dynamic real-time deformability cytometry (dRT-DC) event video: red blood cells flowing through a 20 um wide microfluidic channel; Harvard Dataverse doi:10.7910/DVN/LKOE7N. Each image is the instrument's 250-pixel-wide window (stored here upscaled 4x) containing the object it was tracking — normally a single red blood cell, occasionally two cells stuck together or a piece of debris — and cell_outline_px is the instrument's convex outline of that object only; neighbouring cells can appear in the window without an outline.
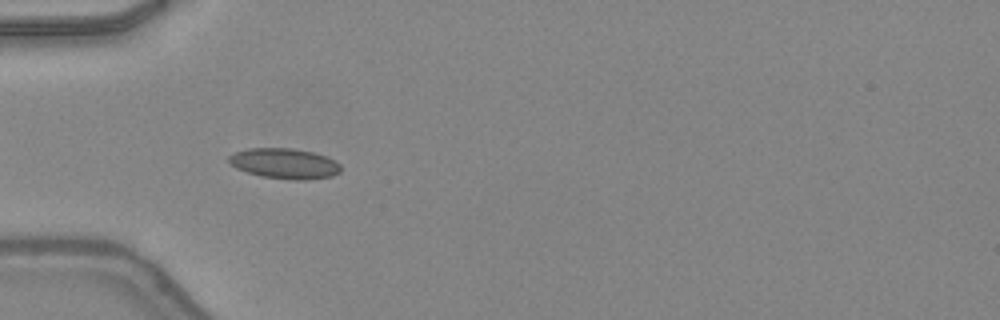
{"species": "common noctule bat (a hibernating species)", "species_latin": "Nyctalus noctula", "temperature_condition": "warm", "stored_images_in_passage": 48, "camera_frame_rate_fps": 3000, "um_per_image_px": 0.085, "animal": {"sex": "female", "body_mass_g": 24.6, "forearm_length_mm": 56.2}, "frame": {"image": 1, "passage_image": 16, "time_ms": 5.0, "image_size_px": [1000, 320], "cell_outline_px": [[340, 172], [332, 176], [304, 180], [296, 180], [260, 176], [236, 168], [228, 160], [228, 156], [236, 152], [248, 148], [292, 148], [312, 152], [324, 156], [340, 164]], "centroid_in_image_um": [24.17, 13.9], "position_along_channel_um": 60.8, "area_um2": 19.59}}
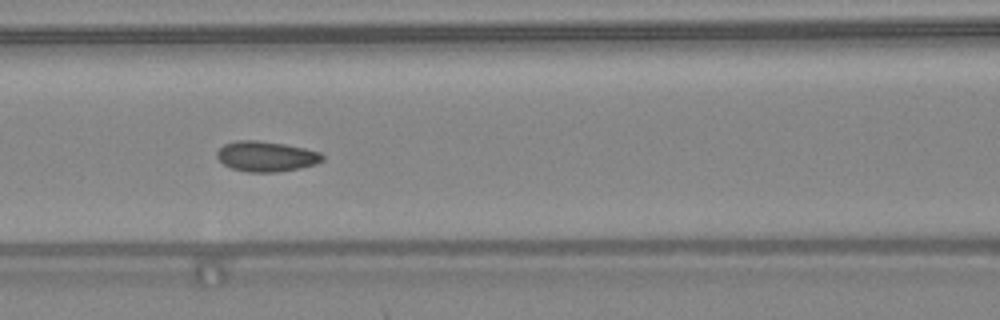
{"frame": {"image": 2, "passage_image": 22, "time_ms": 7.0, "image_size_px": [1000, 320], "cell_outline_px": [[324, 160], [316, 164], [300, 168], [276, 172], [248, 172], [232, 168], [224, 164], [216, 156], [216, 152], [224, 144], [236, 140], [256, 140], [284, 144], [304, 148], [320, 152], [324, 156]], "centroid_in_image_um": [22.63, 13.29], "position_along_channel_um": 144.0, "area_um2": 18.61}}
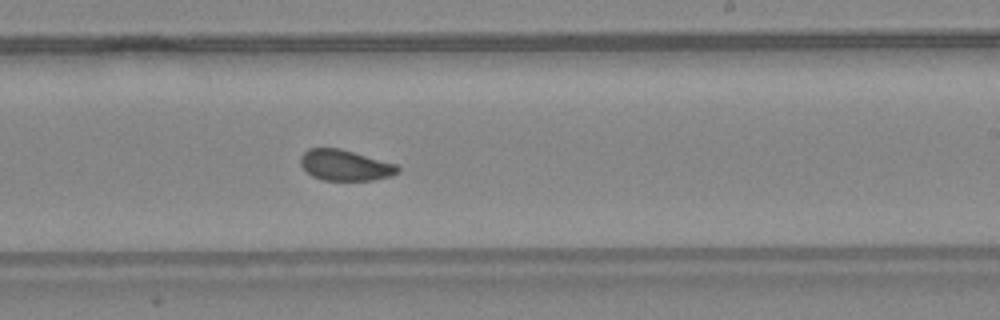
{"frame": {"image": 3, "passage_image": 30, "time_ms": 9.667, "image_size_px": [1000, 320], "cell_outline_px": [[400, 172], [392, 176], [372, 180], [324, 180], [312, 176], [300, 164], [300, 156], [308, 148], [340, 148], [396, 164], [400, 168]], "centroid_in_image_um": [29.34, 14.04], "position_along_channel_um": 259.7, "area_um2": 17.46}, "authors_computed_cell_mechanics": {"area_um2": 18.1492, "velocity_mm_per_s": 4.3488, "shape_relaxation_time_tau1_ms": 5.003, "shape_relaxation_time_tau2_ms": 1.8467, "deformation_change_tau1": 0.1083, "deformation_change_tau2": 0.0469}}